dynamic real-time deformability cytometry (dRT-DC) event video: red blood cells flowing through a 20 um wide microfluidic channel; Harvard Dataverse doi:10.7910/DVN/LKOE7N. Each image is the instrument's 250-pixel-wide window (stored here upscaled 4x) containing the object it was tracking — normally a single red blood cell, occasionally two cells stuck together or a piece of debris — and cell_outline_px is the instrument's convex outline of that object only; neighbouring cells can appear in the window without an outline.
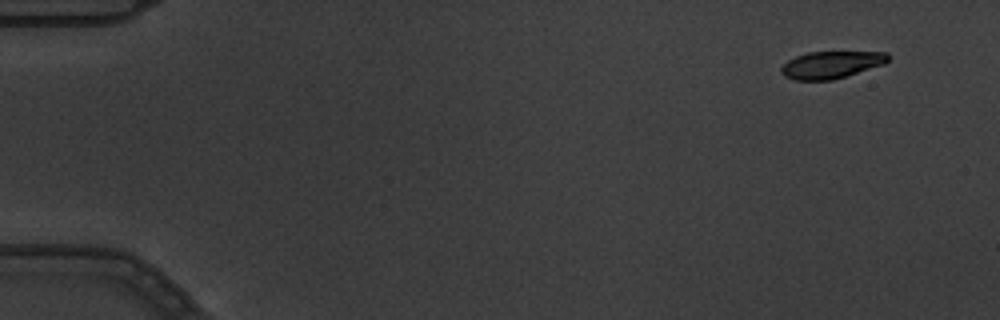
{"species": "common noctule bat (a hibernating species)", "species_latin": "Nyctalus noctula", "temperature_condition": "warm", "stored_images_in_passage": 5, "camera_frame_rate_fps": 3000, "um_per_image_px": 0.085, "animal": {"sex": "male", "body_mass_g": 19.5, "forearm_length_mm": 54.6}, "frame": {"image": 1, "passage_image": 1, "time_ms": 0.0, "image_size_px": [1000, 320], "cell_outline_px": [[888, 60], [884, 64], [832, 80], [796, 80], [784, 76], [780, 72], [780, 68], [788, 60], [796, 56], [808, 52], [888, 52]], "centroid_in_image_um": [70.62, 5.5], "position_along_channel_um": 14.4, "area_um2": 16.76}}
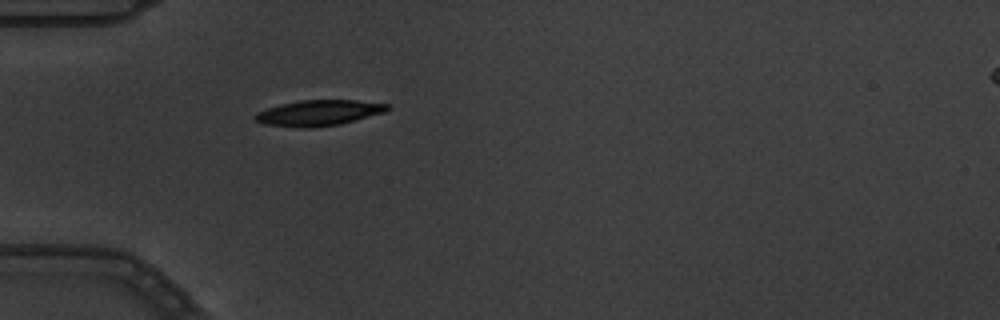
{"frame": {"image": 2, "passage_image": 5, "time_ms": 1.333, "image_size_px": [1000, 320], "cell_outline_px": [[388, 108], [384, 112], [340, 124], [308, 128], [296, 128], [264, 124], [256, 120], [252, 116], [268, 108], [280, 104], [300, 100], [356, 100], [388, 104]], "centroid_in_image_um": [27.06, 9.6], "position_along_channel_um": 57.9, "area_um2": 19.59}}